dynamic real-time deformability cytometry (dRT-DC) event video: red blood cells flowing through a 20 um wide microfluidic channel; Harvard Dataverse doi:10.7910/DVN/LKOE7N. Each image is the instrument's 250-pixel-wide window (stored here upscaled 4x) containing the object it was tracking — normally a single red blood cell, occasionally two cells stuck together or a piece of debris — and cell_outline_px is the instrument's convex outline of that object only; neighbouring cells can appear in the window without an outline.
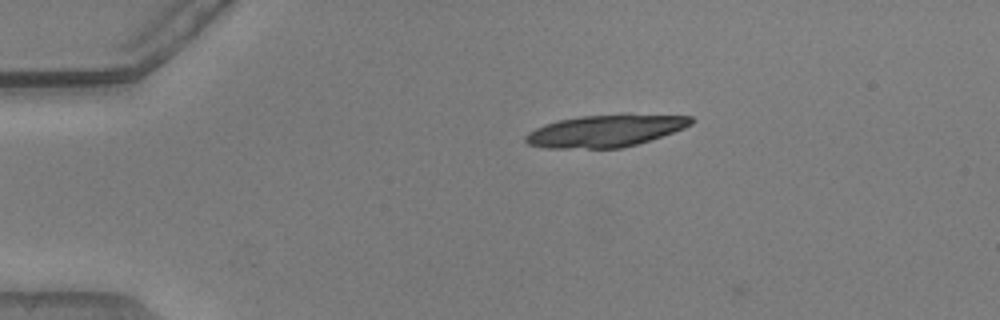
{"species": "common noctule bat (a hibernating species)", "species_latin": "Nyctalus noctula", "temperature_condition": "warm", "stored_images_in_passage": 4, "camera_frame_rate_fps": 3000, "um_per_image_px": 0.085, "animal": {"sex": "male", "body_mass_g": 20.5, "forearm_length_mm": 52.5}, "frame": {"image": 1, "passage_image": 3, "time_ms": 0.667, "image_size_px": [1000, 320], "cell_outline_px": [[696, 120], [692, 124], [684, 128], [636, 144], [620, 148], [544, 148], [528, 144], [524, 140], [524, 136], [528, 132], [544, 124], [556, 120], [580, 116], [624, 112], [692, 116]], "centroid_in_image_um": [51.48, 11.08], "position_along_channel_um": 33.5, "area_um2": 31.73}}